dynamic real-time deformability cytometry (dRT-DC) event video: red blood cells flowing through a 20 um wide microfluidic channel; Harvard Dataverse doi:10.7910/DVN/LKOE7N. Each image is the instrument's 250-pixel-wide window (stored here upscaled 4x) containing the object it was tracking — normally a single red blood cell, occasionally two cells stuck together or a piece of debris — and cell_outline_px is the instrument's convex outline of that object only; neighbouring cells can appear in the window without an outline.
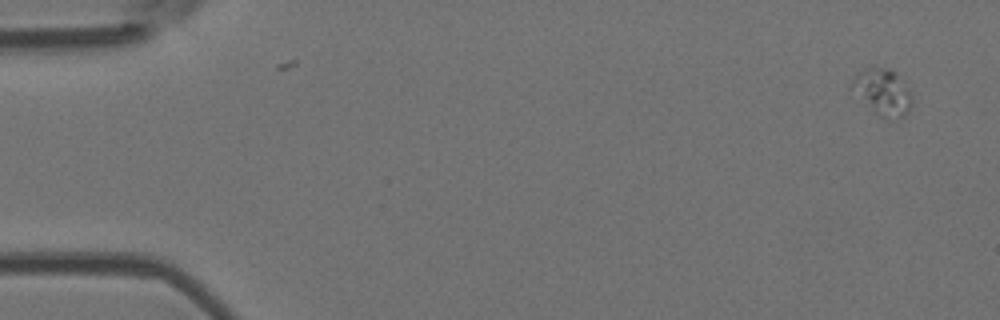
{"species": "Egyptian fruit bat (a non-hibernating species)", "species_latin": "Rousettus aegyptiacus", "temperature_condition": "room temperature", "stored_images_in_passage": 5, "camera_frame_rate_fps": 3000, "um_per_image_px": 0.085, "animal": {"sex": "female"}, "frame": {"image": 1, "passage_image": 1, "time_ms": 0.0, "image_size_px": [1000, 320], "cell_outline_px": [[912, 104], [904, 116], [888, 120], [884, 120], [848, 88], [856, 72], [864, 68], [888, 68], [896, 72], [908, 88], [912, 96]], "centroid_in_image_um": [75.0, 7.82], "position_along_channel_um": 10.0, "area_um2": 16.42}}
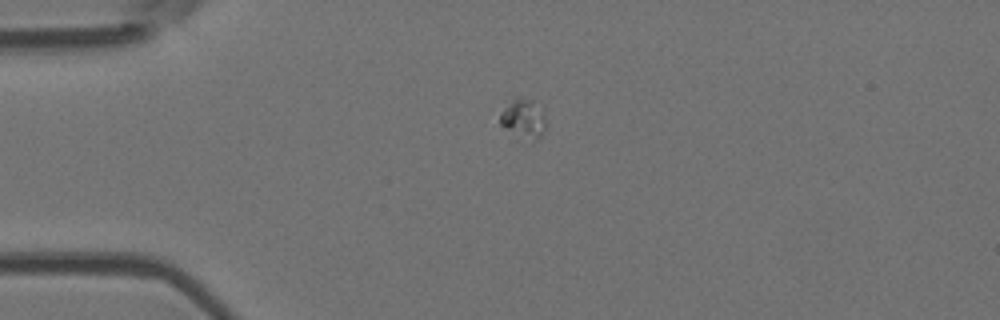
{"frame": {"image": 2, "passage_image": 4, "time_ms": 3.667, "image_size_px": [1000, 320], "cell_outline_px": [[548, 124], [540, 136], [536, 140], [520, 140], [500, 124], [500, 112], [516, 96], [528, 100], [544, 112]], "centroid_in_image_um": [44.5, 10.15], "position_along_channel_um": 40.5, "area_um2": 10.58}}